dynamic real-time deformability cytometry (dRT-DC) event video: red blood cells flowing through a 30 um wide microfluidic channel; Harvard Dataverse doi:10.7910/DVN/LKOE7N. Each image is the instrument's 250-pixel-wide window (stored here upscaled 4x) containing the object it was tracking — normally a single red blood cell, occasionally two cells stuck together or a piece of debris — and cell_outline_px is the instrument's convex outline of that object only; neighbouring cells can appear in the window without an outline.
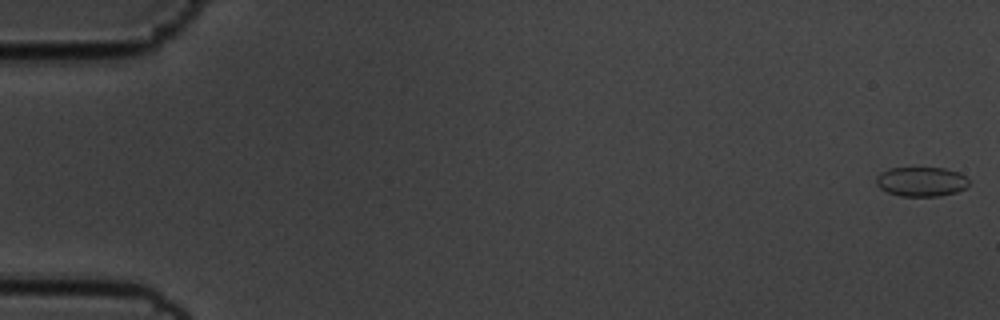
{"species": "common noctule bat (a hibernating species)", "species_latin": "Nyctalus noctula", "temperature_condition": "cold", "stored_images_in_passage": 56, "camera_frame_rate_fps": 3000, "um_per_image_px": 0.085, "animal": {"sex": "male", "body_mass_g": 19.5, "forearm_length_mm": 54.6}, "frame": {"image": 1, "passage_image": 1, "time_ms": 0.0, "image_size_px": [1000, 320], "cell_outline_px": [[968, 188], [956, 192], [940, 196], [900, 196], [888, 192], [880, 188], [876, 184], [876, 176], [880, 172], [888, 168], [944, 168], [960, 172], [968, 180]], "centroid_in_image_um": [78.31, 15.44], "position_along_channel_um": 6.7, "area_um2": 16.07}}
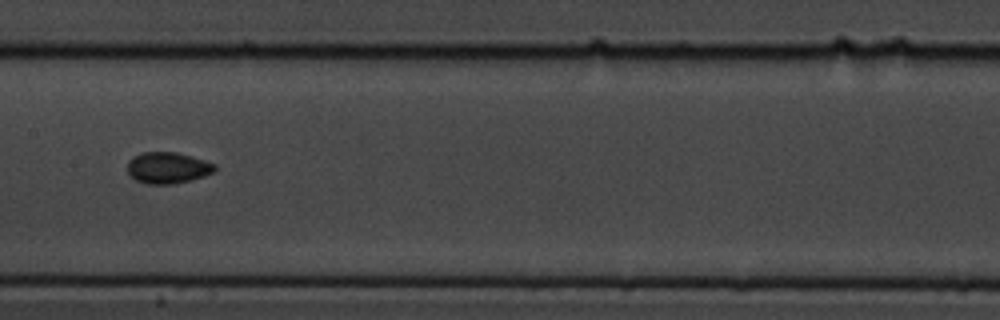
{"frame": {"image": 2, "passage_image": 29, "time_ms": 9.333, "image_size_px": [1000, 320], "cell_outline_px": [[216, 168], [212, 172], [204, 176], [192, 180], [176, 184], [148, 184], [136, 180], [128, 172], [128, 160], [144, 152], [176, 152], [204, 160], [216, 164]], "centroid_in_image_um": [14.27, 14.27], "position_along_channel_um": 193.1, "area_um2": 15.84}}
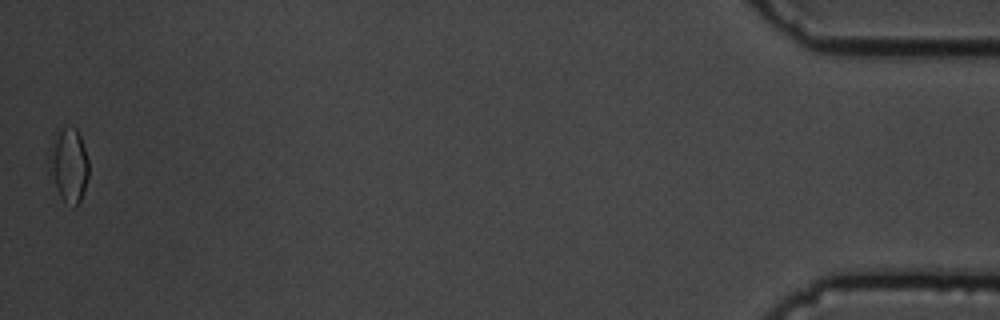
{"frame": {"image": 3, "passage_image": 56, "time_ms": 18.333, "image_size_px": [1000, 320], "cell_outline_px": [[88, 176], [80, 200], [76, 208], [72, 208], [60, 196], [48, 176], [48, 148], [52, 136], [56, 128], [76, 128], [80, 136], [88, 160]], "centroid_in_image_um": [5.77, 14.01], "position_along_channel_um": 429.4, "area_um2": 17.63}, "authors_computed_cell_mechanics": {"area_um2": 15.4326, "velocity_mm_per_s": 3.6184, "shape_relaxation_time_tau1_ms": 3.852, "shape_relaxation_time_tau2_ms": 4.889, "deformation_change_tau1": 0.0596, "deformation_change_tau2": 0.0437}}